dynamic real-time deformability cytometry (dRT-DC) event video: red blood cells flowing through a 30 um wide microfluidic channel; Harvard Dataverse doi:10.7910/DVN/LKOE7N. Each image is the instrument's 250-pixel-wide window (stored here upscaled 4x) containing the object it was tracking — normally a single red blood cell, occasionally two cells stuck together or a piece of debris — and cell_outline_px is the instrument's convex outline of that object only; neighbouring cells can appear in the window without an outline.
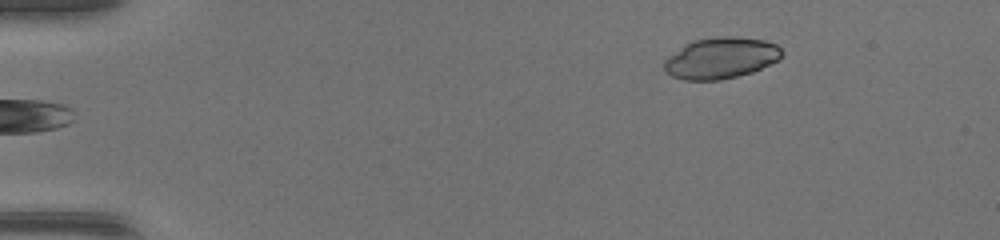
{"species": "common noctule bat (a hibernating species)", "species_latin": "Nyctalus noctula", "temperature_condition": "warm", "stored_images_in_passage": 41, "camera_frame_rate_fps": 3000, "um_per_image_px": 0.085, "animal": {"sex": "female", "body_mass_g": 17.0, "forearm_length_mm": 48.0}, "frame": {"image": 1, "passage_image": 1, "time_ms": 0.0, "image_size_px": [1000, 240], "cell_outline_px": [[784, 52], [776, 60], [752, 72], [720, 80], [684, 80], [672, 76], [664, 72], [664, 60], [692, 40], [724, 36], [732, 36], [764, 40], [776, 44]], "centroid_in_image_um": [61.25, 4.94], "position_along_channel_um": 23.7, "area_um2": 27.92}}
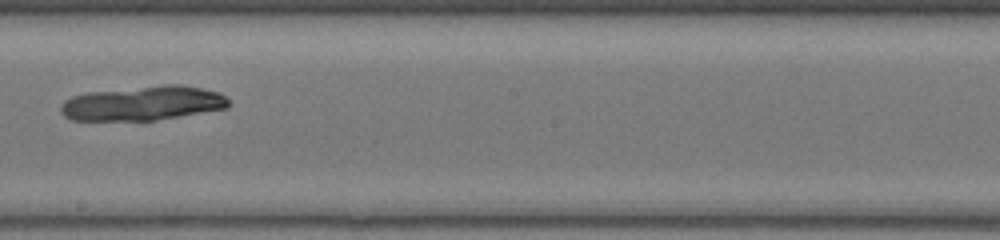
{"frame": {"image": 2, "passage_image": 22, "time_ms": 7.0, "image_size_px": [1000, 240], "cell_outline_px": [[228, 108], [156, 120], [72, 120], [64, 116], [60, 112], [60, 108], [64, 100], [72, 96], [88, 92], [164, 84], [180, 84], [220, 92], [228, 100]], "centroid_in_image_um": [12.14, 8.77], "position_along_channel_um": 236.1, "area_um2": 33.7}}
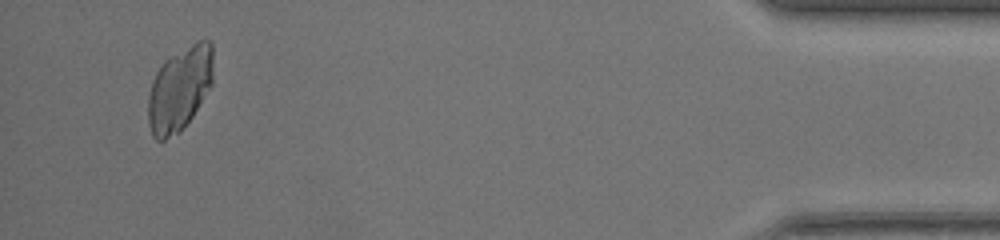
{"frame": {"image": 3, "passage_image": 39, "time_ms": 12.667, "image_size_px": [1000, 240], "cell_outline_px": [[212, 84], [192, 116], [180, 132], [164, 140], [156, 140], [152, 136], [148, 124], [148, 96], [152, 80], [156, 72], [164, 60], [196, 40], [212, 40]], "centroid_in_image_um": [15.25, 7.55], "position_along_channel_um": 420.0, "area_um2": 32.02}}